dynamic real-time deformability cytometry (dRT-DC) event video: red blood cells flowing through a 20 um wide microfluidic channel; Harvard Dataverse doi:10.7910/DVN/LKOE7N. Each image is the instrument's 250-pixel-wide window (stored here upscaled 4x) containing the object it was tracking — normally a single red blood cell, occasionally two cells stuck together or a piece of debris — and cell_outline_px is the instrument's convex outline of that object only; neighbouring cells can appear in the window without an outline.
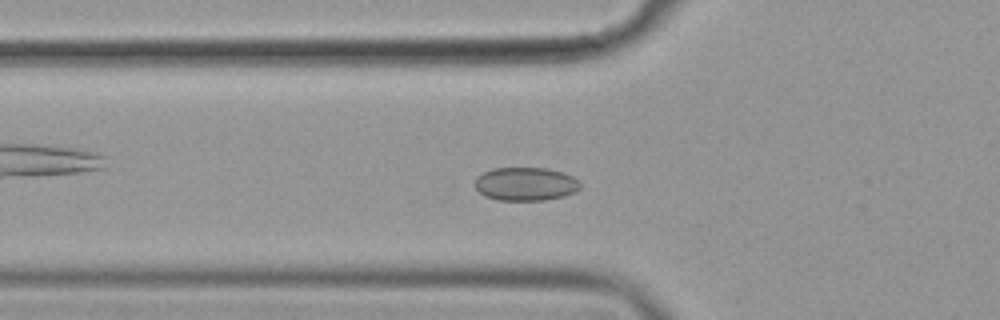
{"species": "common noctule bat (a hibernating species)", "species_latin": "Nyctalus noctula", "temperature_condition": "cold", "stored_images_in_passage": 58, "camera_frame_rate_fps": 3000, "um_per_image_px": 0.085, "animal": {"sex": "female", "body_mass_g": 19.9}, "frame": {"image": 1, "passage_image": 20, "time_ms": 6.333, "image_size_px": [1000, 320], "cell_outline_px": [[580, 188], [564, 196], [544, 200], [496, 200], [484, 196], [476, 188], [476, 176], [492, 168], [544, 168], [560, 172], [572, 176], [580, 184]], "centroid_in_image_um": [44.63, 15.64], "position_along_channel_um": 81.2, "area_um2": 20.29}}
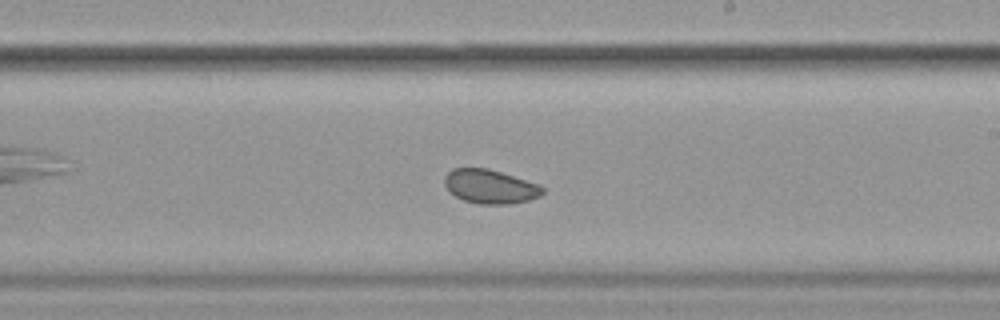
{"frame": {"image": 2, "passage_image": 34, "time_ms": 11.0, "image_size_px": [1000, 320], "cell_outline_px": [[544, 192], [540, 196], [528, 200], [508, 204], [480, 204], [464, 200], [448, 192], [444, 184], [444, 176], [452, 168], [488, 168], [540, 184], [544, 188]], "centroid_in_image_um": [41.65, 15.85], "position_along_channel_um": 247.4, "area_um2": 19.54}}
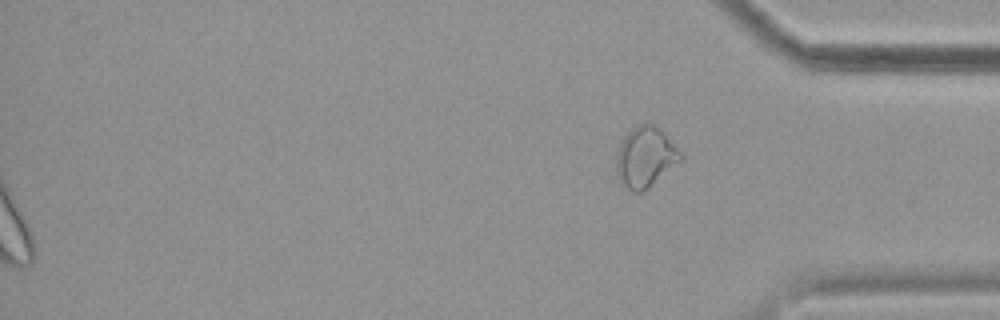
{"frame": {"image": 3, "passage_image": 58, "time_ms": 19.0, "image_size_px": [1000, 320], "cell_outline_px": [[684, 156], [680, 160], [644, 192], [632, 192], [620, 180], [616, 172], [616, 160], [620, 144], [624, 136], [632, 128], [640, 124], [652, 124], [664, 132]], "centroid_in_image_um": [54.85, 13.36], "position_along_channel_um": 380.4, "area_um2": 22.2}, "authors_computed_cell_mechanics": {"area_um2": 21.5883, "velocity_mm_per_s": 3.5639, "shape_relaxation_time_tau1_ms": null, "shape_relaxation_time_tau2_ms": 9.8308, "deformation_change_tau1": null, "deformation_change_tau2": 0.0769}}